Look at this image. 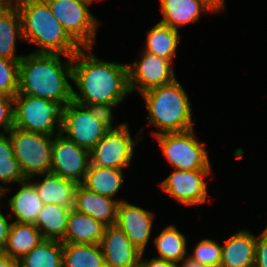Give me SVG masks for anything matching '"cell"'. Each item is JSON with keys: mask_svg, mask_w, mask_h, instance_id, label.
<instances>
[{"mask_svg": "<svg viewBox=\"0 0 267 267\" xmlns=\"http://www.w3.org/2000/svg\"><path fill=\"white\" fill-rule=\"evenodd\" d=\"M257 235L239 229L221 244L220 267H254Z\"/></svg>", "mask_w": 267, "mask_h": 267, "instance_id": "obj_18", "label": "cell"}, {"mask_svg": "<svg viewBox=\"0 0 267 267\" xmlns=\"http://www.w3.org/2000/svg\"><path fill=\"white\" fill-rule=\"evenodd\" d=\"M124 176L123 169L103 168L89 164L82 185L101 196L118 200L116 195L124 183Z\"/></svg>", "mask_w": 267, "mask_h": 267, "instance_id": "obj_23", "label": "cell"}, {"mask_svg": "<svg viewBox=\"0 0 267 267\" xmlns=\"http://www.w3.org/2000/svg\"><path fill=\"white\" fill-rule=\"evenodd\" d=\"M195 128L182 132L162 133L155 136L162 155L173 169L184 171L211 170L206 142L199 141Z\"/></svg>", "mask_w": 267, "mask_h": 267, "instance_id": "obj_6", "label": "cell"}, {"mask_svg": "<svg viewBox=\"0 0 267 267\" xmlns=\"http://www.w3.org/2000/svg\"><path fill=\"white\" fill-rule=\"evenodd\" d=\"M123 198L114 200L93 192L82 184H78L73 209L79 213L93 217L106 226L115 225L118 203Z\"/></svg>", "mask_w": 267, "mask_h": 267, "instance_id": "obj_17", "label": "cell"}, {"mask_svg": "<svg viewBox=\"0 0 267 267\" xmlns=\"http://www.w3.org/2000/svg\"><path fill=\"white\" fill-rule=\"evenodd\" d=\"M62 56L65 58L62 61ZM72 56L28 53L19 62L18 93L51 101H72Z\"/></svg>", "mask_w": 267, "mask_h": 267, "instance_id": "obj_2", "label": "cell"}, {"mask_svg": "<svg viewBox=\"0 0 267 267\" xmlns=\"http://www.w3.org/2000/svg\"><path fill=\"white\" fill-rule=\"evenodd\" d=\"M14 127V97L0 95V134L8 133Z\"/></svg>", "mask_w": 267, "mask_h": 267, "instance_id": "obj_34", "label": "cell"}, {"mask_svg": "<svg viewBox=\"0 0 267 267\" xmlns=\"http://www.w3.org/2000/svg\"><path fill=\"white\" fill-rule=\"evenodd\" d=\"M71 101H51L16 94L14 96V127L54 136L61 131L65 106Z\"/></svg>", "mask_w": 267, "mask_h": 267, "instance_id": "obj_5", "label": "cell"}, {"mask_svg": "<svg viewBox=\"0 0 267 267\" xmlns=\"http://www.w3.org/2000/svg\"><path fill=\"white\" fill-rule=\"evenodd\" d=\"M63 267H106L100 244L63 243Z\"/></svg>", "mask_w": 267, "mask_h": 267, "instance_id": "obj_29", "label": "cell"}, {"mask_svg": "<svg viewBox=\"0 0 267 267\" xmlns=\"http://www.w3.org/2000/svg\"><path fill=\"white\" fill-rule=\"evenodd\" d=\"M17 40L24 41L17 6L0 7V57L20 61L24 54H16Z\"/></svg>", "mask_w": 267, "mask_h": 267, "instance_id": "obj_20", "label": "cell"}, {"mask_svg": "<svg viewBox=\"0 0 267 267\" xmlns=\"http://www.w3.org/2000/svg\"><path fill=\"white\" fill-rule=\"evenodd\" d=\"M90 164L89 151L61 133L54 135L51 172L76 184H82Z\"/></svg>", "mask_w": 267, "mask_h": 267, "instance_id": "obj_13", "label": "cell"}, {"mask_svg": "<svg viewBox=\"0 0 267 267\" xmlns=\"http://www.w3.org/2000/svg\"><path fill=\"white\" fill-rule=\"evenodd\" d=\"M212 170L184 171L173 169L158 185L171 198L185 206H196L208 202L207 178Z\"/></svg>", "mask_w": 267, "mask_h": 267, "instance_id": "obj_10", "label": "cell"}, {"mask_svg": "<svg viewBox=\"0 0 267 267\" xmlns=\"http://www.w3.org/2000/svg\"><path fill=\"white\" fill-rule=\"evenodd\" d=\"M261 233L267 237V226L265 228H263Z\"/></svg>", "mask_w": 267, "mask_h": 267, "instance_id": "obj_42", "label": "cell"}, {"mask_svg": "<svg viewBox=\"0 0 267 267\" xmlns=\"http://www.w3.org/2000/svg\"><path fill=\"white\" fill-rule=\"evenodd\" d=\"M144 126L132 138L128 122L121 128L108 130L104 137L89 152L90 164L114 169L130 168L135 156L134 148L143 139ZM139 139V140H138Z\"/></svg>", "mask_w": 267, "mask_h": 267, "instance_id": "obj_9", "label": "cell"}, {"mask_svg": "<svg viewBox=\"0 0 267 267\" xmlns=\"http://www.w3.org/2000/svg\"><path fill=\"white\" fill-rule=\"evenodd\" d=\"M106 225L88 215L70 210L62 243L100 244Z\"/></svg>", "mask_w": 267, "mask_h": 267, "instance_id": "obj_21", "label": "cell"}, {"mask_svg": "<svg viewBox=\"0 0 267 267\" xmlns=\"http://www.w3.org/2000/svg\"><path fill=\"white\" fill-rule=\"evenodd\" d=\"M89 2H91L92 4L94 3V1H103V0H87Z\"/></svg>", "mask_w": 267, "mask_h": 267, "instance_id": "obj_43", "label": "cell"}, {"mask_svg": "<svg viewBox=\"0 0 267 267\" xmlns=\"http://www.w3.org/2000/svg\"><path fill=\"white\" fill-rule=\"evenodd\" d=\"M0 267H21L17 259L11 258L0 252Z\"/></svg>", "mask_w": 267, "mask_h": 267, "instance_id": "obj_38", "label": "cell"}, {"mask_svg": "<svg viewBox=\"0 0 267 267\" xmlns=\"http://www.w3.org/2000/svg\"><path fill=\"white\" fill-rule=\"evenodd\" d=\"M100 246L106 267H133L142 254L116 225L106 226Z\"/></svg>", "mask_w": 267, "mask_h": 267, "instance_id": "obj_15", "label": "cell"}, {"mask_svg": "<svg viewBox=\"0 0 267 267\" xmlns=\"http://www.w3.org/2000/svg\"><path fill=\"white\" fill-rule=\"evenodd\" d=\"M254 267H267V237L261 232L257 235Z\"/></svg>", "mask_w": 267, "mask_h": 267, "instance_id": "obj_35", "label": "cell"}, {"mask_svg": "<svg viewBox=\"0 0 267 267\" xmlns=\"http://www.w3.org/2000/svg\"><path fill=\"white\" fill-rule=\"evenodd\" d=\"M133 267H142V266L138 263L137 265H135Z\"/></svg>", "mask_w": 267, "mask_h": 267, "instance_id": "obj_44", "label": "cell"}, {"mask_svg": "<svg viewBox=\"0 0 267 267\" xmlns=\"http://www.w3.org/2000/svg\"><path fill=\"white\" fill-rule=\"evenodd\" d=\"M19 62L0 57V95L14 97L18 93Z\"/></svg>", "mask_w": 267, "mask_h": 267, "instance_id": "obj_32", "label": "cell"}, {"mask_svg": "<svg viewBox=\"0 0 267 267\" xmlns=\"http://www.w3.org/2000/svg\"><path fill=\"white\" fill-rule=\"evenodd\" d=\"M17 8L24 42L38 46L33 53L73 56L81 48L54 17L45 0H23Z\"/></svg>", "mask_w": 267, "mask_h": 267, "instance_id": "obj_3", "label": "cell"}, {"mask_svg": "<svg viewBox=\"0 0 267 267\" xmlns=\"http://www.w3.org/2000/svg\"><path fill=\"white\" fill-rule=\"evenodd\" d=\"M19 185L18 191L13 193L7 201L8 209L12 212L8 215L16 218L13 222L34 224L43 203L35 187L28 180Z\"/></svg>", "mask_w": 267, "mask_h": 267, "instance_id": "obj_22", "label": "cell"}, {"mask_svg": "<svg viewBox=\"0 0 267 267\" xmlns=\"http://www.w3.org/2000/svg\"><path fill=\"white\" fill-rule=\"evenodd\" d=\"M162 18L159 22L179 30L202 19V14L218 11L206 0H159Z\"/></svg>", "mask_w": 267, "mask_h": 267, "instance_id": "obj_16", "label": "cell"}, {"mask_svg": "<svg viewBox=\"0 0 267 267\" xmlns=\"http://www.w3.org/2000/svg\"><path fill=\"white\" fill-rule=\"evenodd\" d=\"M39 176H42L43 179L36 180L32 177L28 181L35 187L43 204L52 203L70 210L73 209L78 184L52 172Z\"/></svg>", "mask_w": 267, "mask_h": 267, "instance_id": "obj_19", "label": "cell"}, {"mask_svg": "<svg viewBox=\"0 0 267 267\" xmlns=\"http://www.w3.org/2000/svg\"><path fill=\"white\" fill-rule=\"evenodd\" d=\"M93 47L72 56V100L78 104L123 103L131 94L127 63L102 60ZM78 90V91H76Z\"/></svg>", "mask_w": 267, "mask_h": 267, "instance_id": "obj_1", "label": "cell"}, {"mask_svg": "<svg viewBox=\"0 0 267 267\" xmlns=\"http://www.w3.org/2000/svg\"><path fill=\"white\" fill-rule=\"evenodd\" d=\"M208 3H210L218 12H225L226 4L225 0H206Z\"/></svg>", "mask_w": 267, "mask_h": 267, "instance_id": "obj_40", "label": "cell"}, {"mask_svg": "<svg viewBox=\"0 0 267 267\" xmlns=\"http://www.w3.org/2000/svg\"><path fill=\"white\" fill-rule=\"evenodd\" d=\"M155 213L127 200L119 202L115 225L120 228L131 243L142 253L150 242Z\"/></svg>", "mask_w": 267, "mask_h": 267, "instance_id": "obj_14", "label": "cell"}, {"mask_svg": "<svg viewBox=\"0 0 267 267\" xmlns=\"http://www.w3.org/2000/svg\"><path fill=\"white\" fill-rule=\"evenodd\" d=\"M176 267H209V266L202 265L201 263L187 256L181 262L177 263Z\"/></svg>", "mask_w": 267, "mask_h": 267, "instance_id": "obj_39", "label": "cell"}, {"mask_svg": "<svg viewBox=\"0 0 267 267\" xmlns=\"http://www.w3.org/2000/svg\"><path fill=\"white\" fill-rule=\"evenodd\" d=\"M54 17L81 47H93L100 21L90 12L87 0H45Z\"/></svg>", "mask_w": 267, "mask_h": 267, "instance_id": "obj_8", "label": "cell"}, {"mask_svg": "<svg viewBox=\"0 0 267 267\" xmlns=\"http://www.w3.org/2000/svg\"><path fill=\"white\" fill-rule=\"evenodd\" d=\"M23 0H0V7L18 6Z\"/></svg>", "mask_w": 267, "mask_h": 267, "instance_id": "obj_41", "label": "cell"}, {"mask_svg": "<svg viewBox=\"0 0 267 267\" xmlns=\"http://www.w3.org/2000/svg\"><path fill=\"white\" fill-rule=\"evenodd\" d=\"M141 96L149 113L146 116L148 125L159 130H152L153 137L194 128L192 104L177 78L170 83L149 89Z\"/></svg>", "mask_w": 267, "mask_h": 267, "instance_id": "obj_4", "label": "cell"}, {"mask_svg": "<svg viewBox=\"0 0 267 267\" xmlns=\"http://www.w3.org/2000/svg\"><path fill=\"white\" fill-rule=\"evenodd\" d=\"M139 264L142 267H176V263L168 260L158 259L155 258V256L148 259L144 257V253H142L140 256Z\"/></svg>", "mask_w": 267, "mask_h": 267, "instance_id": "obj_37", "label": "cell"}, {"mask_svg": "<svg viewBox=\"0 0 267 267\" xmlns=\"http://www.w3.org/2000/svg\"><path fill=\"white\" fill-rule=\"evenodd\" d=\"M139 60L127 64L131 94H142L149 89L170 83L176 79L173 61L142 50Z\"/></svg>", "mask_w": 267, "mask_h": 267, "instance_id": "obj_12", "label": "cell"}, {"mask_svg": "<svg viewBox=\"0 0 267 267\" xmlns=\"http://www.w3.org/2000/svg\"><path fill=\"white\" fill-rule=\"evenodd\" d=\"M1 201H0V207H1ZM10 216L4 215L3 212L0 210V252L3 251L7 238L9 236L10 227L12 225L13 221H10ZM9 219V220H8Z\"/></svg>", "mask_w": 267, "mask_h": 267, "instance_id": "obj_36", "label": "cell"}, {"mask_svg": "<svg viewBox=\"0 0 267 267\" xmlns=\"http://www.w3.org/2000/svg\"><path fill=\"white\" fill-rule=\"evenodd\" d=\"M14 156L28 180L51 172L53 137L13 127L8 133Z\"/></svg>", "mask_w": 267, "mask_h": 267, "instance_id": "obj_7", "label": "cell"}, {"mask_svg": "<svg viewBox=\"0 0 267 267\" xmlns=\"http://www.w3.org/2000/svg\"><path fill=\"white\" fill-rule=\"evenodd\" d=\"M70 209L56 204H43L34 225L43 239L62 241L67 229Z\"/></svg>", "mask_w": 267, "mask_h": 267, "instance_id": "obj_27", "label": "cell"}, {"mask_svg": "<svg viewBox=\"0 0 267 267\" xmlns=\"http://www.w3.org/2000/svg\"><path fill=\"white\" fill-rule=\"evenodd\" d=\"M24 181L26 179L21 172L18 161L15 159L10 136L7 133L0 134V182L2 183L0 185V201H2V197L4 198L10 192L11 183L19 185Z\"/></svg>", "mask_w": 267, "mask_h": 267, "instance_id": "obj_28", "label": "cell"}, {"mask_svg": "<svg viewBox=\"0 0 267 267\" xmlns=\"http://www.w3.org/2000/svg\"><path fill=\"white\" fill-rule=\"evenodd\" d=\"M42 240L43 236L34 224L12 222L6 245L1 253L20 260Z\"/></svg>", "mask_w": 267, "mask_h": 267, "instance_id": "obj_25", "label": "cell"}, {"mask_svg": "<svg viewBox=\"0 0 267 267\" xmlns=\"http://www.w3.org/2000/svg\"><path fill=\"white\" fill-rule=\"evenodd\" d=\"M191 253V254H190ZM188 257L209 267H220L221 244L213 238H203L198 241Z\"/></svg>", "mask_w": 267, "mask_h": 267, "instance_id": "obj_31", "label": "cell"}, {"mask_svg": "<svg viewBox=\"0 0 267 267\" xmlns=\"http://www.w3.org/2000/svg\"><path fill=\"white\" fill-rule=\"evenodd\" d=\"M108 129L83 105L69 102L64 109L60 133L89 152Z\"/></svg>", "mask_w": 267, "mask_h": 267, "instance_id": "obj_11", "label": "cell"}, {"mask_svg": "<svg viewBox=\"0 0 267 267\" xmlns=\"http://www.w3.org/2000/svg\"><path fill=\"white\" fill-rule=\"evenodd\" d=\"M19 262L21 267H63V243L43 239Z\"/></svg>", "mask_w": 267, "mask_h": 267, "instance_id": "obj_30", "label": "cell"}, {"mask_svg": "<svg viewBox=\"0 0 267 267\" xmlns=\"http://www.w3.org/2000/svg\"><path fill=\"white\" fill-rule=\"evenodd\" d=\"M121 103H93L85 104L84 106L90 111V113L96 118L97 121L101 122L108 130L121 128L126 122L118 125H113L115 118L113 115L114 107L119 106Z\"/></svg>", "mask_w": 267, "mask_h": 267, "instance_id": "obj_33", "label": "cell"}, {"mask_svg": "<svg viewBox=\"0 0 267 267\" xmlns=\"http://www.w3.org/2000/svg\"><path fill=\"white\" fill-rule=\"evenodd\" d=\"M143 51L174 62L180 38L179 30L158 22L147 29Z\"/></svg>", "mask_w": 267, "mask_h": 267, "instance_id": "obj_24", "label": "cell"}, {"mask_svg": "<svg viewBox=\"0 0 267 267\" xmlns=\"http://www.w3.org/2000/svg\"><path fill=\"white\" fill-rule=\"evenodd\" d=\"M155 258L168 260L174 263L181 262L188 256L187 237L174 225L169 224L161 232L153 237Z\"/></svg>", "mask_w": 267, "mask_h": 267, "instance_id": "obj_26", "label": "cell"}]
</instances>
